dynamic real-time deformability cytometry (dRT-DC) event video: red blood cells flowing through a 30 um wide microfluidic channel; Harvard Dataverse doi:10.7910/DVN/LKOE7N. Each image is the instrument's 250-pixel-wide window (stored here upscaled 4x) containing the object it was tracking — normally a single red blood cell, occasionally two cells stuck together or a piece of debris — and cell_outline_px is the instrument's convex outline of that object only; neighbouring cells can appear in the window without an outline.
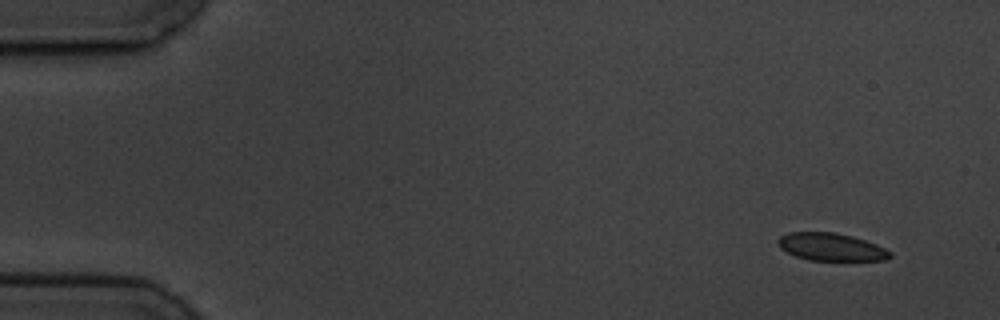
{"species": "common noctule bat (a hibernating species)", "species_latin": "Nyctalus noctula", "temperature_condition": "cold", "stored_images_in_passage": 6, "camera_frame_rate_fps": 3000, "um_per_image_px": 0.085, "animal": {"sex": "male", "body_mass_g": 19.5, "forearm_length_mm": 54.6}, "frame": {"image": 1, "passage_image": 1, "time_ms": 0.0, "image_size_px": [1000, 320], "cell_outline_px": [[892, 256], [888, 260], [808, 260], [796, 256], [780, 248], [776, 244], [776, 240], [780, 236], [788, 232], [832, 232], [852, 236], [876, 244], [892, 252]], "centroid_in_image_um": [70.62, 20.99], "position_along_channel_um": 14.4, "area_um2": 18.09}}
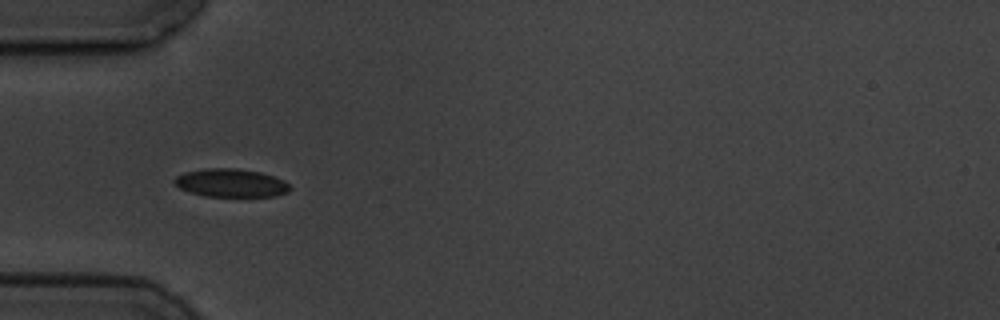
{"frame": {"image": 2, "passage_image": 5, "time_ms": 4.667, "image_size_px": [1000, 320], "cell_outline_px": [[292, 188], [288, 192], [276, 196], [204, 196], [188, 192], [180, 188], [172, 180], [176, 176], [184, 172], [208, 168], [236, 168], [260, 172], [284, 180]], "centroid_in_image_um": [19.62, 15.55], "position_along_channel_um": 65.4, "area_um2": 19.02}}
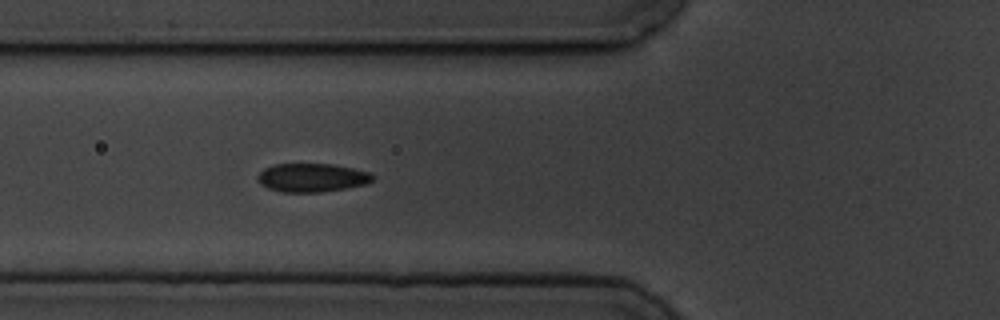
{"frame": {"image": 3, "passage_image": 6, "time_ms": 5.667, "image_size_px": [1000, 320], "cell_outline_px": [[376, 176], [368, 184], [348, 188], [320, 192], [280, 192], [268, 188], [260, 184], [256, 176], [264, 168], [272, 164], [332, 164], [372, 172]], "centroid_in_image_um": [26.54, 15.1], "position_along_channel_um": 99.3, "area_um2": 19.42}}